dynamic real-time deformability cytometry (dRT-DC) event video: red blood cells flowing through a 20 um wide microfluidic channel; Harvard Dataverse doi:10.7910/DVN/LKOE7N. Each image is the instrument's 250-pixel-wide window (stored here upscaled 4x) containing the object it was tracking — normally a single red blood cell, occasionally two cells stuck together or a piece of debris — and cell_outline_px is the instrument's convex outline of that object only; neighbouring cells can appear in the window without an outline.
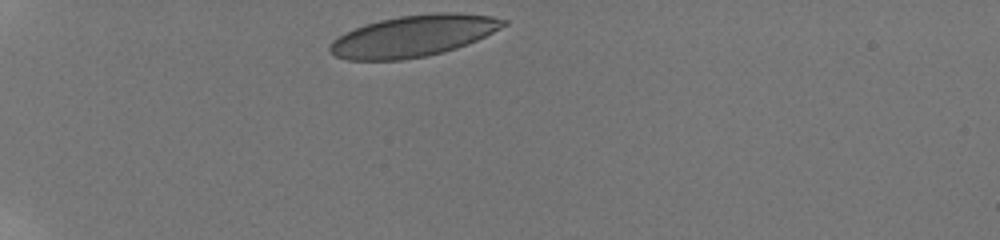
{"species": "human", "species_latin": "Homo sapiens", "temperature_condition": "room temperature", "stored_images_in_passage": 35, "camera_frame_rate_fps": 3000, "um_per_image_px": 0.085, "donor": {"sex": "male"}, "frame": {"image": 1, "passage_image": 1, "time_ms": 0.0, "image_size_px": [1000, 240], "cell_outline_px": [[508, 24], [476, 40], [456, 48], [444, 52], [428, 56], [404, 60], [348, 60], [336, 56], [328, 52], [328, 48], [332, 40], [344, 32], [364, 24], [380, 20], [400, 16], [432, 12], [456, 12], [492, 16], [508, 20]], "centroid_in_image_um": [35.11, 3.05], "position_along_channel_um": 49.9, "area_um2": 42.19}}
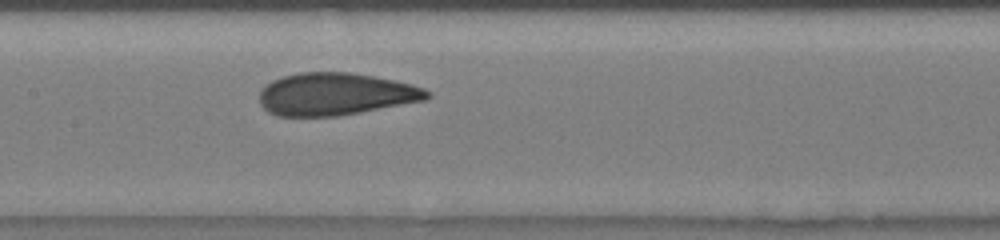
{"frame": {"image": 2, "passage_image": 15, "time_ms": 4.667, "image_size_px": [1000, 240], "cell_outline_px": [[432, 96], [424, 100], [360, 112], [336, 116], [276, 116], [268, 112], [260, 104], [260, 88], [264, 84], [272, 80], [284, 76], [300, 72], [348, 72], [372, 76], [412, 84], [424, 88], [432, 92]], "centroid_in_image_um": [28.49, 8.0], "position_along_channel_um": 178.9, "area_um2": 41.44}}
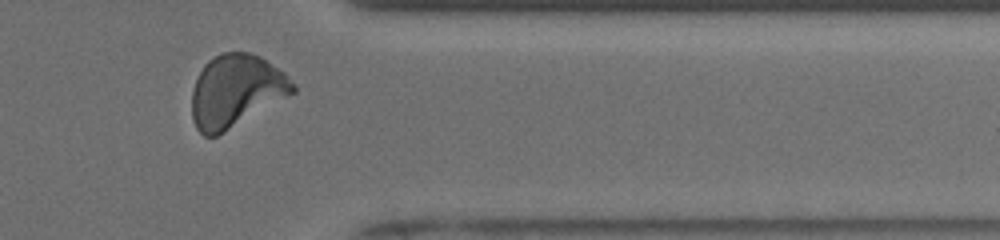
{"frame": {"image": 3, "passage_image": 32, "time_ms": 10.333, "image_size_px": [1000, 240], "cell_outline_px": [[296, 92], [224, 132], [216, 136], [204, 136], [196, 128], [192, 120], [192, 92], [196, 80], [204, 64], [208, 60], [220, 52], [248, 52], [260, 56], [284, 72], [296, 88]], "centroid_in_image_um": [20.04, 7.72], "position_along_channel_um": 391.4, "area_um2": 42.48}, "authors_computed_cell_mechanics": {"area_um2": 41.9628, "velocity_mm_per_s": 3.8059, "shape_relaxation_time_tau1_ms": 5.652, "shape_relaxation_time_tau2_ms": 0.8454, "deformation_change_tau1": 0.1631, "deformation_change_tau2": 0.0578}}